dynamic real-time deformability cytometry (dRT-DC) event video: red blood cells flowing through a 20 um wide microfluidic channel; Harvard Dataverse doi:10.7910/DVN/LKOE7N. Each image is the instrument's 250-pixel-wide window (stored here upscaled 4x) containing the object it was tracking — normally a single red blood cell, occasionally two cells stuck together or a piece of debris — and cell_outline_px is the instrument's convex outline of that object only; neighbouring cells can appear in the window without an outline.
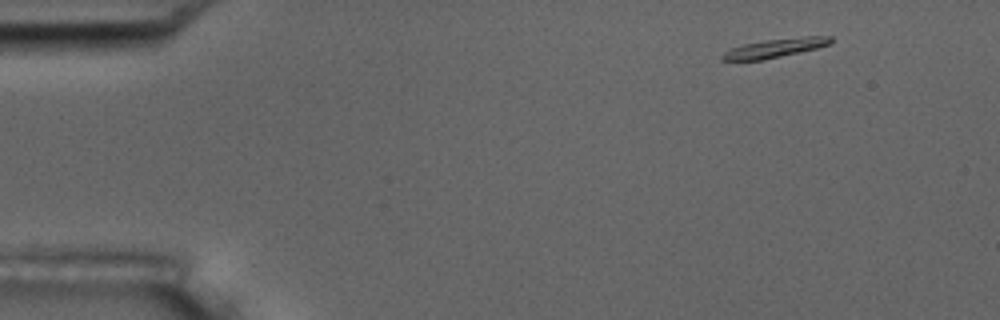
{"species": "common noctule bat (a hibernating species)", "species_latin": "Nyctalus noctula", "temperature_condition": "room temperature", "stored_images_in_passage": 4, "camera_frame_rate_fps": 3000, "um_per_image_px": 0.085, "animal": {"sex": "male", "body_mass_g": 17.5, "forearm_length_mm": 52.3}, "frame": {"image": 1, "passage_image": 1, "time_ms": 0.0, "image_size_px": [1000, 320], "cell_outline_px": [[832, 40], [828, 44], [816, 48], [764, 60], [720, 60], [720, 56], [724, 52], [732, 48], [744, 44], [764, 40], [800, 36], [832, 36]], "centroid_in_image_um": [65.85, 4.07], "position_along_channel_um": 19.1, "area_um2": 11.85}}